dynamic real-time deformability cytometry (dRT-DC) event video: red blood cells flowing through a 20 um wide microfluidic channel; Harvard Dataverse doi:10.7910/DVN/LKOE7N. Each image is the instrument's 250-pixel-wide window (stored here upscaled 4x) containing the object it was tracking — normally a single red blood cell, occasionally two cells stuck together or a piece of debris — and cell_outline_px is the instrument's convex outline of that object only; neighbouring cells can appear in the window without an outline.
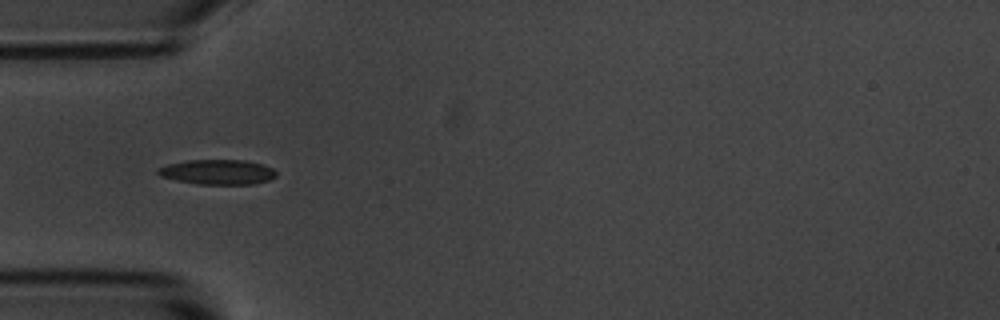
{"species": "common noctule bat (a hibernating species)", "species_latin": "Nyctalus noctula", "temperature_condition": "room temperature", "stored_images_in_passage": 8, "camera_frame_rate_fps": 3000, "um_per_image_px": 0.085, "animal": {"sex": "male", "body_mass_g": 20.1, "forearm_length_mm": 53.5}, "frame": {"image": 1, "passage_image": 5, "time_ms": 4.667, "image_size_px": [1000, 320], "cell_outline_px": [[276, 176], [268, 180], [252, 184], [196, 184], [176, 180], [160, 176], [156, 172], [156, 168], [168, 164], [188, 160], [244, 160], [260, 164], [272, 168], [276, 172]], "centroid_in_image_um": [18.45, 14.62], "position_along_channel_um": 66.5, "area_um2": 17.11}}
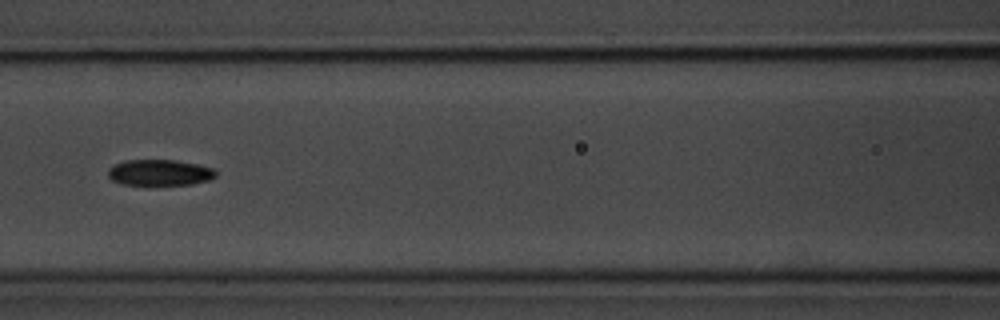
{"frame": {"image": 2, "passage_image": 7, "time_ms": 7.0, "image_size_px": [1000, 320], "cell_outline_px": [[216, 176], [208, 180], [192, 184], [124, 184], [112, 180], [108, 176], [108, 168], [112, 164], [124, 160], [176, 160], [216, 168]], "centroid_in_image_um": [13.56, 14.65], "position_along_channel_um": 153.0, "area_um2": 16.3}}
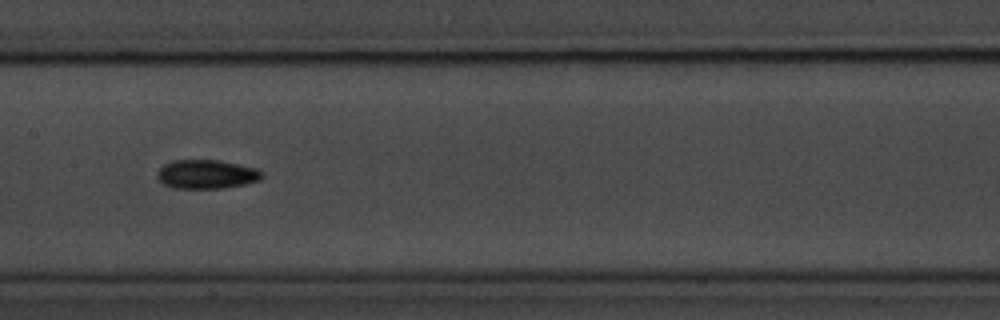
{"frame": {"image": 3, "passage_image": 8, "time_ms": 8.0, "image_size_px": [1000, 320], "cell_outline_px": [[264, 176], [260, 180], [244, 184], [224, 188], [172, 188], [164, 184], [156, 176], [156, 172], [164, 164], [172, 160], [220, 160], [256, 168], [264, 172]], "centroid_in_image_um": [17.56, 14.81], "position_along_channel_um": 189.8, "area_um2": 17.8}}